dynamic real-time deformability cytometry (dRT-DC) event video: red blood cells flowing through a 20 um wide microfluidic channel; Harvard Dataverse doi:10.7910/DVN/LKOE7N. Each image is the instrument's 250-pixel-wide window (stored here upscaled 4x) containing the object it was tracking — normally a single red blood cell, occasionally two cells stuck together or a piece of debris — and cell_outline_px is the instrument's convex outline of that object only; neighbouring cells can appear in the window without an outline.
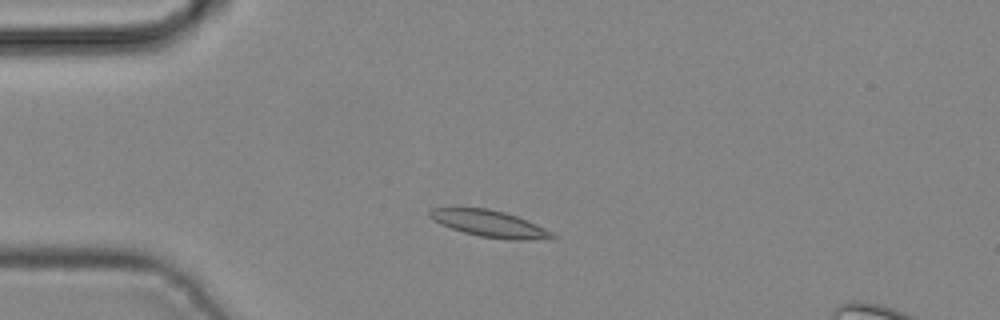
{"species": "common noctule bat (a hibernating species)", "species_latin": "Nyctalus noctula", "temperature_condition": "cold", "stored_images_in_passage": 3, "camera_frame_rate_fps": 3000, "um_per_image_px": 0.085, "animal": {"sex": "male", "body_mass_g": 19.2, "forearm_length_mm": 51.8}, "frame": {"image": 1, "passage_image": 2, "time_ms": 0.333, "image_size_px": [1000, 320], "cell_outline_px": [[556, 236], [528, 240], [508, 240], [480, 236], [464, 232], [440, 224], [428, 216], [428, 212], [432, 208], [488, 208], [504, 212], [516, 216], [536, 224], [552, 232]], "centroid_in_image_um": [41.57, 19.01], "position_along_channel_um": 43.4, "area_um2": 18.67}}